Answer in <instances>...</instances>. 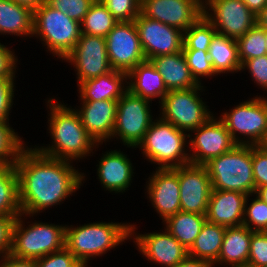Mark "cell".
<instances>
[{"instance_id": "f907efd6", "label": "cell", "mask_w": 267, "mask_h": 267, "mask_svg": "<svg viewBox=\"0 0 267 267\" xmlns=\"http://www.w3.org/2000/svg\"><path fill=\"white\" fill-rule=\"evenodd\" d=\"M11 1L17 3L18 5L30 8L33 12L37 10L45 2V0H11Z\"/></svg>"}, {"instance_id": "c3c4849f", "label": "cell", "mask_w": 267, "mask_h": 267, "mask_svg": "<svg viewBox=\"0 0 267 267\" xmlns=\"http://www.w3.org/2000/svg\"><path fill=\"white\" fill-rule=\"evenodd\" d=\"M175 267H214L208 260L198 259L187 255Z\"/></svg>"}, {"instance_id": "7bdbcfd3", "label": "cell", "mask_w": 267, "mask_h": 267, "mask_svg": "<svg viewBox=\"0 0 267 267\" xmlns=\"http://www.w3.org/2000/svg\"><path fill=\"white\" fill-rule=\"evenodd\" d=\"M15 77H0V121H9L13 105Z\"/></svg>"}, {"instance_id": "f5cc1de1", "label": "cell", "mask_w": 267, "mask_h": 267, "mask_svg": "<svg viewBox=\"0 0 267 267\" xmlns=\"http://www.w3.org/2000/svg\"><path fill=\"white\" fill-rule=\"evenodd\" d=\"M255 194L264 202L267 203V186L259 187Z\"/></svg>"}, {"instance_id": "8992f818", "label": "cell", "mask_w": 267, "mask_h": 267, "mask_svg": "<svg viewBox=\"0 0 267 267\" xmlns=\"http://www.w3.org/2000/svg\"><path fill=\"white\" fill-rule=\"evenodd\" d=\"M33 35L39 36L51 53L64 60L80 39L81 25L44 2L34 11Z\"/></svg>"}, {"instance_id": "5bb4252c", "label": "cell", "mask_w": 267, "mask_h": 267, "mask_svg": "<svg viewBox=\"0 0 267 267\" xmlns=\"http://www.w3.org/2000/svg\"><path fill=\"white\" fill-rule=\"evenodd\" d=\"M146 60L183 50L184 32L140 13L134 20Z\"/></svg>"}, {"instance_id": "4fadbf2b", "label": "cell", "mask_w": 267, "mask_h": 267, "mask_svg": "<svg viewBox=\"0 0 267 267\" xmlns=\"http://www.w3.org/2000/svg\"><path fill=\"white\" fill-rule=\"evenodd\" d=\"M211 116L205 123L194 129L195 138L188 134L190 148L193 150L189 154L190 163L194 165H204L210 159L218 157L230 151L236 143L232 139L230 132L219 118Z\"/></svg>"}, {"instance_id": "7402d4cb", "label": "cell", "mask_w": 267, "mask_h": 267, "mask_svg": "<svg viewBox=\"0 0 267 267\" xmlns=\"http://www.w3.org/2000/svg\"><path fill=\"white\" fill-rule=\"evenodd\" d=\"M98 165V179L110 192H125L131 185L133 166L129 158L121 151L105 152Z\"/></svg>"}, {"instance_id": "f6af8a7d", "label": "cell", "mask_w": 267, "mask_h": 267, "mask_svg": "<svg viewBox=\"0 0 267 267\" xmlns=\"http://www.w3.org/2000/svg\"><path fill=\"white\" fill-rule=\"evenodd\" d=\"M17 217L0 214V257L2 258L10 254L13 226Z\"/></svg>"}, {"instance_id": "ac0fdd59", "label": "cell", "mask_w": 267, "mask_h": 267, "mask_svg": "<svg viewBox=\"0 0 267 267\" xmlns=\"http://www.w3.org/2000/svg\"><path fill=\"white\" fill-rule=\"evenodd\" d=\"M151 176L146 187L147 195L164 222L168 217L181 211L179 167L158 168Z\"/></svg>"}, {"instance_id": "277c9868", "label": "cell", "mask_w": 267, "mask_h": 267, "mask_svg": "<svg viewBox=\"0 0 267 267\" xmlns=\"http://www.w3.org/2000/svg\"><path fill=\"white\" fill-rule=\"evenodd\" d=\"M212 189L255 194L252 171V145L236 144L230 151L210 159L206 164Z\"/></svg>"}, {"instance_id": "f1b7e54d", "label": "cell", "mask_w": 267, "mask_h": 267, "mask_svg": "<svg viewBox=\"0 0 267 267\" xmlns=\"http://www.w3.org/2000/svg\"><path fill=\"white\" fill-rule=\"evenodd\" d=\"M225 231L226 227L206 221L188 255L214 264L218 260Z\"/></svg>"}, {"instance_id": "44dd1931", "label": "cell", "mask_w": 267, "mask_h": 267, "mask_svg": "<svg viewBox=\"0 0 267 267\" xmlns=\"http://www.w3.org/2000/svg\"><path fill=\"white\" fill-rule=\"evenodd\" d=\"M247 196L238 191L212 189L206 213L207 221L224 227L241 226Z\"/></svg>"}, {"instance_id": "d590c367", "label": "cell", "mask_w": 267, "mask_h": 267, "mask_svg": "<svg viewBox=\"0 0 267 267\" xmlns=\"http://www.w3.org/2000/svg\"><path fill=\"white\" fill-rule=\"evenodd\" d=\"M182 53L189 66L192 77L198 84H201L200 77L218 75L213 69L208 51L182 50Z\"/></svg>"}, {"instance_id": "ee69618b", "label": "cell", "mask_w": 267, "mask_h": 267, "mask_svg": "<svg viewBox=\"0 0 267 267\" xmlns=\"http://www.w3.org/2000/svg\"><path fill=\"white\" fill-rule=\"evenodd\" d=\"M249 69L251 77L254 79V83L261 86L264 90L267 89V54L255 57L245 61L241 65L242 69Z\"/></svg>"}, {"instance_id": "f35d334b", "label": "cell", "mask_w": 267, "mask_h": 267, "mask_svg": "<svg viewBox=\"0 0 267 267\" xmlns=\"http://www.w3.org/2000/svg\"><path fill=\"white\" fill-rule=\"evenodd\" d=\"M45 2L64 14H67L69 18L82 22L93 0H45Z\"/></svg>"}, {"instance_id": "ffe728a7", "label": "cell", "mask_w": 267, "mask_h": 267, "mask_svg": "<svg viewBox=\"0 0 267 267\" xmlns=\"http://www.w3.org/2000/svg\"><path fill=\"white\" fill-rule=\"evenodd\" d=\"M82 107L76 109L87 133L98 144L112 138L116 120L118 100L81 101Z\"/></svg>"}, {"instance_id": "9f6ffc18", "label": "cell", "mask_w": 267, "mask_h": 267, "mask_svg": "<svg viewBox=\"0 0 267 267\" xmlns=\"http://www.w3.org/2000/svg\"><path fill=\"white\" fill-rule=\"evenodd\" d=\"M263 232L267 235V228Z\"/></svg>"}, {"instance_id": "db71d44e", "label": "cell", "mask_w": 267, "mask_h": 267, "mask_svg": "<svg viewBox=\"0 0 267 267\" xmlns=\"http://www.w3.org/2000/svg\"><path fill=\"white\" fill-rule=\"evenodd\" d=\"M264 33H265V39H266V50H267V28H264Z\"/></svg>"}, {"instance_id": "8fae6325", "label": "cell", "mask_w": 267, "mask_h": 267, "mask_svg": "<svg viewBox=\"0 0 267 267\" xmlns=\"http://www.w3.org/2000/svg\"><path fill=\"white\" fill-rule=\"evenodd\" d=\"M203 15L213 24L218 35L233 39L245 35L257 24V16L242 0H206Z\"/></svg>"}, {"instance_id": "681fc988", "label": "cell", "mask_w": 267, "mask_h": 267, "mask_svg": "<svg viewBox=\"0 0 267 267\" xmlns=\"http://www.w3.org/2000/svg\"><path fill=\"white\" fill-rule=\"evenodd\" d=\"M242 1L255 15L260 13L267 6V0H242Z\"/></svg>"}, {"instance_id": "ba28073f", "label": "cell", "mask_w": 267, "mask_h": 267, "mask_svg": "<svg viewBox=\"0 0 267 267\" xmlns=\"http://www.w3.org/2000/svg\"><path fill=\"white\" fill-rule=\"evenodd\" d=\"M220 118L236 144L265 145L267 141V98L241 102ZM238 132V134H237ZM247 136L241 140L238 135Z\"/></svg>"}, {"instance_id": "2e32d148", "label": "cell", "mask_w": 267, "mask_h": 267, "mask_svg": "<svg viewBox=\"0 0 267 267\" xmlns=\"http://www.w3.org/2000/svg\"><path fill=\"white\" fill-rule=\"evenodd\" d=\"M141 13L184 32L202 15L199 0H141Z\"/></svg>"}, {"instance_id": "f546056e", "label": "cell", "mask_w": 267, "mask_h": 267, "mask_svg": "<svg viewBox=\"0 0 267 267\" xmlns=\"http://www.w3.org/2000/svg\"><path fill=\"white\" fill-rule=\"evenodd\" d=\"M208 54L217 74L241 71L236 39L217 34L210 44Z\"/></svg>"}, {"instance_id": "816d5d0a", "label": "cell", "mask_w": 267, "mask_h": 267, "mask_svg": "<svg viewBox=\"0 0 267 267\" xmlns=\"http://www.w3.org/2000/svg\"><path fill=\"white\" fill-rule=\"evenodd\" d=\"M256 16L257 25L261 28H267V6Z\"/></svg>"}, {"instance_id": "5b68a950", "label": "cell", "mask_w": 267, "mask_h": 267, "mask_svg": "<svg viewBox=\"0 0 267 267\" xmlns=\"http://www.w3.org/2000/svg\"><path fill=\"white\" fill-rule=\"evenodd\" d=\"M186 137L188 139L186 132L159 117L137 147H141L147 159L157 163L159 169L176 168L190 163L189 154L185 152Z\"/></svg>"}, {"instance_id": "7a4b0ae2", "label": "cell", "mask_w": 267, "mask_h": 267, "mask_svg": "<svg viewBox=\"0 0 267 267\" xmlns=\"http://www.w3.org/2000/svg\"><path fill=\"white\" fill-rule=\"evenodd\" d=\"M49 99L50 118L49 133L52 136V146L36 147V149L49 157L61 160H78L92 152L98 146L82 125L79 113L62 103Z\"/></svg>"}, {"instance_id": "83f0119b", "label": "cell", "mask_w": 267, "mask_h": 267, "mask_svg": "<svg viewBox=\"0 0 267 267\" xmlns=\"http://www.w3.org/2000/svg\"><path fill=\"white\" fill-rule=\"evenodd\" d=\"M206 221V215L179 211L168 217L164 224L166 230L189 250Z\"/></svg>"}, {"instance_id": "9c48e42d", "label": "cell", "mask_w": 267, "mask_h": 267, "mask_svg": "<svg viewBox=\"0 0 267 267\" xmlns=\"http://www.w3.org/2000/svg\"><path fill=\"white\" fill-rule=\"evenodd\" d=\"M203 86L180 90H170L161 102V119L183 131L197 129L211 116L206 104L198 95Z\"/></svg>"}, {"instance_id": "e575fe53", "label": "cell", "mask_w": 267, "mask_h": 267, "mask_svg": "<svg viewBox=\"0 0 267 267\" xmlns=\"http://www.w3.org/2000/svg\"><path fill=\"white\" fill-rule=\"evenodd\" d=\"M21 139L9 126V121H0V166L15 164L24 148Z\"/></svg>"}, {"instance_id": "ab89813d", "label": "cell", "mask_w": 267, "mask_h": 267, "mask_svg": "<svg viewBox=\"0 0 267 267\" xmlns=\"http://www.w3.org/2000/svg\"><path fill=\"white\" fill-rule=\"evenodd\" d=\"M248 267H267V235L263 231H252Z\"/></svg>"}, {"instance_id": "d6986e66", "label": "cell", "mask_w": 267, "mask_h": 267, "mask_svg": "<svg viewBox=\"0 0 267 267\" xmlns=\"http://www.w3.org/2000/svg\"><path fill=\"white\" fill-rule=\"evenodd\" d=\"M135 236L133 240L143 256L162 267H175L188 255V250L166 228L163 233L153 232Z\"/></svg>"}, {"instance_id": "3957f363", "label": "cell", "mask_w": 267, "mask_h": 267, "mask_svg": "<svg viewBox=\"0 0 267 267\" xmlns=\"http://www.w3.org/2000/svg\"><path fill=\"white\" fill-rule=\"evenodd\" d=\"M130 223L97 222L71 227L65 225V247L87 267L90 257L100 256L134 236ZM107 251V252H106Z\"/></svg>"}, {"instance_id": "603a6c76", "label": "cell", "mask_w": 267, "mask_h": 267, "mask_svg": "<svg viewBox=\"0 0 267 267\" xmlns=\"http://www.w3.org/2000/svg\"><path fill=\"white\" fill-rule=\"evenodd\" d=\"M127 74L111 70L110 72L81 82L79 93L81 101L119 100L128 90Z\"/></svg>"}, {"instance_id": "b9f144b4", "label": "cell", "mask_w": 267, "mask_h": 267, "mask_svg": "<svg viewBox=\"0 0 267 267\" xmlns=\"http://www.w3.org/2000/svg\"><path fill=\"white\" fill-rule=\"evenodd\" d=\"M35 261L36 267H84L65 246Z\"/></svg>"}, {"instance_id": "836d02e7", "label": "cell", "mask_w": 267, "mask_h": 267, "mask_svg": "<svg viewBox=\"0 0 267 267\" xmlns=\"http://www.w3.org/2000/svg\"><path fill=\"white\" fill-rule=\"evenodd\" d=\"M236 42L241 65L249 59L267 54L264 28L257 24L245 35L237 38Z\"/></svg>"}, {"instance_id": "cb8c5ba5", "label": "cell", "mask_w": 267, "mask_h": 267, "mask_svg": "<svg viewBox=\"0 0 267 267\" xmlns=\"http://www.w3.org/2000/svg\"><path fill=\"white\" fill-rule=\"evenodd\" d=\"M150 61L161 74L168 91L189 89L199 85L192 77L182 51L156 56Z\"/></svg>"}, {"instance_id": "11a10c76", "label": "cell", "mask_w": 267, "mask_h": 267, "mask_svg": "<svg viewBox=\"0 0 267 267\" xmlns=\"http://www.w3.org/2000/svg\"><path fill=\"white\" fill-rule=\"evenodd\" d=\"M199 1H200L202 4H204V2H205L206 0H205V1H204V0H199Z\"/></svg>"}, {"instance_id": "1f68e13d", "label": "cell", "mask_w": 267, "mask_h": 267, "mask_svg": "<svg viewBox=\"0 0 267 267\" xmlns=\"http://www.w3.org/2000/svg\"><path fill=\"white\" fill-rule=\"evenodd\" d=\"M117 23L102 1H94L80 23L81 33L105 38Z\"/></svg>"}, {"instance_id": "60d3db41", "label": "cell", "mask_w": 267, "mask_h": 267, "mask_svg": "<svg viewBox=\"0 0 267 267\" xmlns=\"http://www.w3.org/2000/svg\"><path fill=\"white\" fill-rule=\"evenodd\" d=\"M252 171L255 192L259 187L267 186V147L252 145Z\"/></svg>"}, {"instance_id": "4dcf8cb0", "label": "cell", "mask_w": 267, "mask_h": 267, "mask_svg": "<svg viewBox=\"0 0 267 267\" xmlns=\"http://www.w3.org/2000/svg\"><path fill=\"white\" fill-rule=\"evenodd\" d=\"M21 213L15 165L0 166V214L19 216Z\"/></svg>"}, {"instance_id": "d6a6232c", "label": "cell", "mask_w": 267, "mask_h": 267, "mask_svg": "<svg viewBox=\"0 0 267 267\" xmlns=\"http://www.w3.org/2000/svg\"><path fill=\"white\" fill-rule=\"evenodd\" d=\"M217 31L213 24L202 15L190 28L184 31L183 50L208 51Z\"/></svg>"}, {"instance_id": "74e56055", "label": "cell", "mask_w": 267, "mask_h": 267, "mask_svg": "<svg viewBox=\"0 0 267 267\" xmlns=\"http://www.w3.org/2000/svg\"><path fill=\"white\" fill-rule=\"evenodd\" d=\"M118 22L134 21L141 13V0H101Z\"/></svg>"}, {"instance_id": "e0dca14e", "label": "cell", "mask_w": 267, "mask_h": 267, "mask_svg": "<svg viewBox=\"0 0 267 267\" xmlns=\"http://www.w3.org/2000/svg\"><path fill=\"white\" fill-rule=\"evenodd\" d=\"M181 211L206 215L212 182L204 165L179 166Z\"/></svg>"}, {"instance_id": "9a60e30c", "label": "cell", "mask_w": 267, "mask_h": 267, "mask_svg": "<svg viewBox=\"0 0 267 267\" xmlns=\"http://www.w3.org/2000/svg\"><path fill=\"white\" fill-rule=\"evenodd\" d=\"M64 60L71 62V65L77 69L78 85L112 70L105 38L99 36L81 33L77 44Z\"/></svg>"}, {"instance_id": "30bf717a", "label": "cell", "mask_w": 267, "mask_h": 267, "mask_svg": "<svg viewBox=\"0 0 267 267\" xmlns=\"http://www.w3.org/2000/svg\"><path fill=\"white\" fill-rule=\"evenodd\" d=\"M149 103L127 90L117 103L112 137H119L127 147L137 148L153 122Z\"/></svg>"}, {"instance_id": "52a82bcc", "label": "cell", "mask_w": 267, "mask_h": 267, "mask_svg": "<svg viewBox=\"0 0 267 267\" xmlns=\"http://www.w3.org/2000/svg\"><path fill=\"white\" fill-rule=\"evenodd\" d=\"M23 215L16 218L13 226L10 255L37 260L65 246V226L33 222L24 228Z\"/></svg>"}, {"instance_id": "484cf974", "label": "cell", "mask_w": 267, "mask_h": 267, "mask_svg": "<svg viewBox=\"0 0 267 267\" xmlns=\"http://www.w3.org/2000/svg\"><path fill=\"white\" fill-rule=\"evenodd\" d=\"M251 236L252 231L243 225L226 227L220 254L213 266L223 263L231 267L247 266Z\"/></svg>"}, {"instance_id": "4316f807", "label": "cell", "mask_w": 267, "mask_h": 267, "mask_svg": "<svg viewBox=\"0 0 267 267\" xmlns=\"http://www.w3.org/2000/svg\"><path fill=\"white\" fill-rule=\"evenodd\" d=\"M34 12L11 0H0V33L33 37Z\"/></svg>"}, {"instance_id": "d4e9b609", "label": "cell", "mask_w": 267, "mask_h": 267, "mask_svg": "<svg viewBox=\"0 0 267 267\" xmlns=\"http://www.w3.org/2000/svg\"><path fill=\"white\" fill-rule=\"evenodd\" d=\"M128 90L137 96L152 101L154 98H160L162 102L165 95L169 92L163 82L161 74L157 71L150 60L138 64L128 74ZM129 84V85H128Z\"/></svg>"}, {"instance_id": "6da1fadb", "label": "cell", "mask_w": 267, "mask_h": 267, "mask_svg": "<svg viewBox=\"0 0 267 267\" xmlns=\"http://www.w3.org/2000/svg\"><path fill=\"white\" fill-rule=\"evenodd\" d=\"M15 162L19 205L24 216L55 206L78 190L85 175L71 161L52 158L25 146ZM84 175V176H83Z\"/></svg>"}, {"instance_id": "bcb514c9", "label": "cell", "mask_w": 267, "mask_h": 267, "mask_svg": "<svg viewBox=\"0 0 267 267\" xmlns=\"http://www.w3.org/2000/svg\"><path fill=\"white\" fill-rule=\"evenodd\" d=\"M16 62L14 52L0 43V77H15Z\"/></svg>"}, {"instance_id": "7dc6e473", "label": "cell", "mask_w": 267, "mask_h": 267, "mask_svg": "<svg viewBox=\"0 0 267 267\" xmlns=\"http://www.w3.org/2000/svg\"><path fill=\"white\" fill-rule=\"evenodd\" d=\"M0 267H36V261L8 254L0 261Z\"/></svg>"}, {"instance_id": "8d00e7d4", "label": "cell", "mask_w": 267, "mask_h": 267, "mask_svg": "<svg viewBox=\"0 0 267 267\" xmlns=\"http://www.w3.org/2000/svg\"><path fill=\"white\" fill-rule=\"evenodd\" d=\"M247 196L245 201L243 226L247 227L251 231H264L267 228V203L262 201L257 195L252 200L249 207ZM254 226V227H253Z\"/></svg>"}, {"instance_id": "7c38bea8", "label": "cell", "mask_w": 267, "mask_h": 267, "mask_svg": "<svg viewBox=\"0 0 267 267\" xmlns=\"http://www.w3.org/2000/svg\"><path fill=\"white\" fill-rule=\"evenodd\" d=\"M107 55L113 70L128 74L146 61L134 21L118 22L105 37Z\"/></svg>"}]
</instances>
